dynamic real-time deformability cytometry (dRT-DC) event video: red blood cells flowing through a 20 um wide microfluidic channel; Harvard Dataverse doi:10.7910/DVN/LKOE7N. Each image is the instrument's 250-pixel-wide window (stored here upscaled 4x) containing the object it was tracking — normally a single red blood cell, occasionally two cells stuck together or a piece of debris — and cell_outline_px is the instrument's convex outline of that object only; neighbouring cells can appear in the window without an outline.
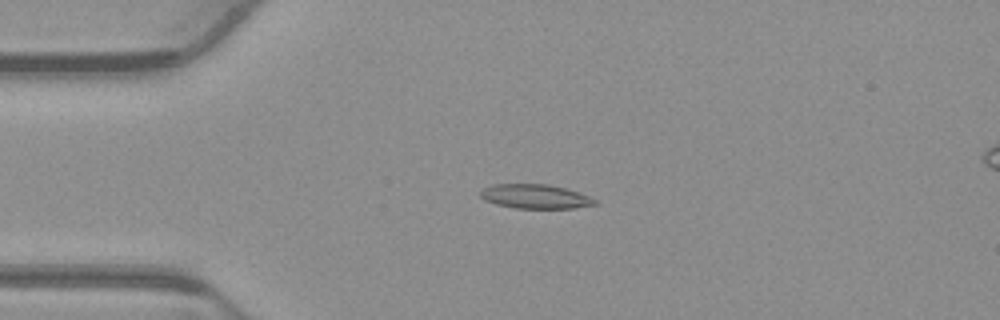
{"species": "common noctule bat (a hibernating species)", "species_latin": "Nyctalus noctula", "temperature_condition": "warm", "stored_images_in_passage": 53, "camera_frame_rate_fps": 3000, "um_per_image_px": 0.085, "animal": {"sex": "male", "body_mass_g": 23.1, "forearm_length_mm": 52.7}, "frame": {"image": 1, "passage_image": 12, "time_ms": 3.667, "image_size_px": [1000, 320], "cell_outline_px": [[596, 204], [576, 208], [516, 208], [496, 204], [484, 200], [480, 196], [480, 192], [484, 188], [492, 184], [548, 184], [564, 188], [588, 196], [596, 200]], "centroid_in_image_um": [45.46, 16.7], "position_along_channel_um": 39.5, "area_um2": 16.01}}
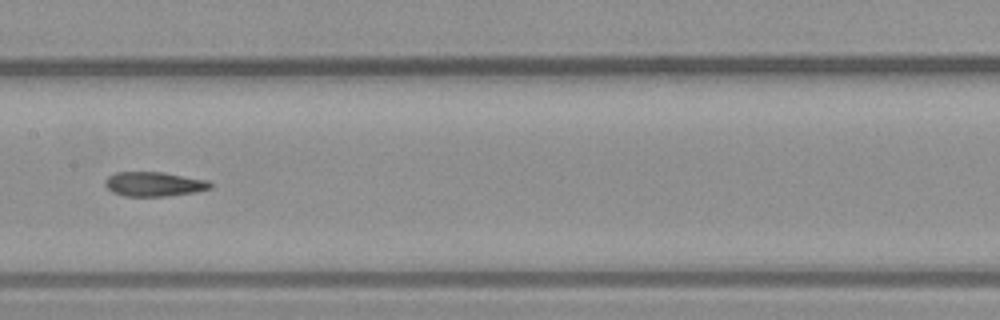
{"frame": {"image": 2, "passage_image": 26, "time_ms": 8.333, "image_size_px": [1000, 320], "cell_outline_px": [[212, 188], [196, 192], [168, 196], [124, 196], [112, 192], [104, 184], [104, 180], [108, 176], [116, 172], [164, 172], [208, 180], [212, 184]], "centroid_in_image_um": [13.1, 15.64], "position_along_channel_um": 194.3, "area_um2": 15.14}}
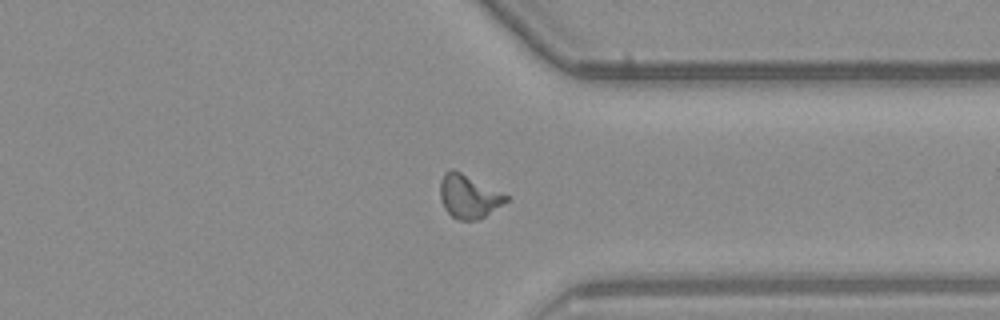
{"frame": {"image": 3, "passage_image": 40, "time_ms": 13.0, "image_size_px": [1000, 320], "cell_outline_px": [[512, 196], [508, 200], [484, 216], [476, 220], [460, 220], [452, 216], [444, 208], [440, 200], [440, 180], [444, 172], [452, 168]], "centroid_in_image_um": [39.83, 16.67], "position_along_channel_um": 371.6, "area_um2": 16.76}, "authors_computed_cell_mechanics": {"area_um2": 15.7794, "velocity_mm_per_s": 3.8663, "shape_relaxation_time_tau1_ms": null, "shape_relaxation_time_tau2_ms": 4.5973, "deformation_change_tau1": null, "deformation_change_tau2": 0.1179}}